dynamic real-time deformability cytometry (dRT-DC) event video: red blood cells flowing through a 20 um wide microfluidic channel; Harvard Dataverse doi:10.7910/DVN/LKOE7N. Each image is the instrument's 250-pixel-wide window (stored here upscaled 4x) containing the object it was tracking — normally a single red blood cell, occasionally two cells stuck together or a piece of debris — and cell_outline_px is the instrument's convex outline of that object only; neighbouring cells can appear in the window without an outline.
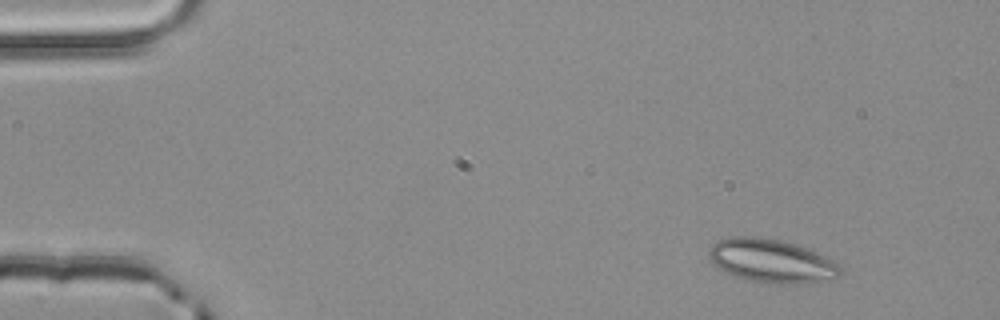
{"species": "common noctule bat (a hibernating species)", "species_latin": "Nyctalus noctula", "temperature_condition": "room temperature", "stored_images_in_passage": 3, "camera_frame_rate_fps": 3000, "um_per_image_px": 0.085, "animal": {"sex": "male", "body_mass_g": 20.4}, "frame": {"image": 1, "passage_image": 1, "time_ms": 0.0, "image_size_px": [1000, 320], "cell_outline_px": [[840, 276], [804, 284], [764, 284], [744, 280], [712, 264], [708, 256], [708, 252], [712, 244], [720, 240], [732, 236], [752, 236], [780, 240], [804, 248], [824, 256], [832, 260], [840, 268]], "centroid_in_image_um": [65.52, 22.2], "position_along_channel_um": 19.5, "area_um2": 33.12}}